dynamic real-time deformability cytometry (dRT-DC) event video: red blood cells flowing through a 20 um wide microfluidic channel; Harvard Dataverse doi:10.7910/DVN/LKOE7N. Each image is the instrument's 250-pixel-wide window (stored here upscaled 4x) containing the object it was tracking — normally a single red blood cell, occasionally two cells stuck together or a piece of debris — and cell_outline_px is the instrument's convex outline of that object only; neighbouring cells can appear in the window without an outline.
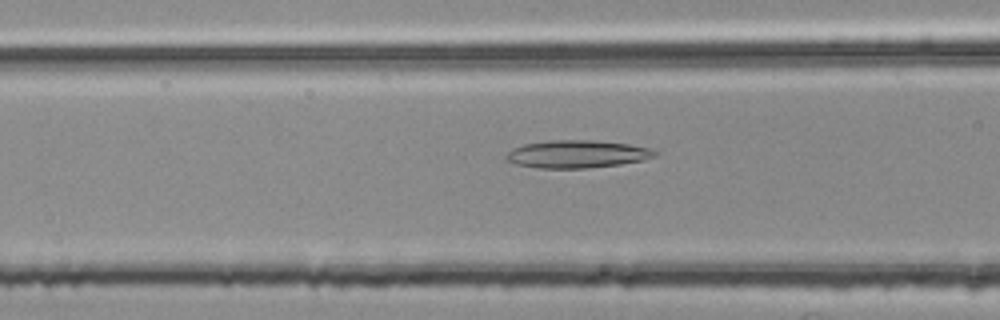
{"species": "common noctule bat (a hibernating species)", "species_latin": "Nyctalus noctula", "temperature_condition": "room temperature", "stored_images_in_passage": 46, "camera_frame_rate_fps": 3000, "um_per_image_px": 0.085, "animal": {"sex": "female", "body_mass_g": 25.1}, "frame": {"image": 1, "passage_image": 13, "time_ms": 4.0, "image_size_px": [1000, 320], "cell_outline_px": [[660, 152], [656, 156], [644, 160], [620, 164], [588, 168], [540, 168], [516, 164], [504, 160], [504, 156], [512, 148], [524, 144], [552, 140], [596, 140], [628, 144], [648, 148]], "centroid_in_image_um": [49.04, 13.1], "position_along_channel_um": 117.6, "area_um2": 24.1}}
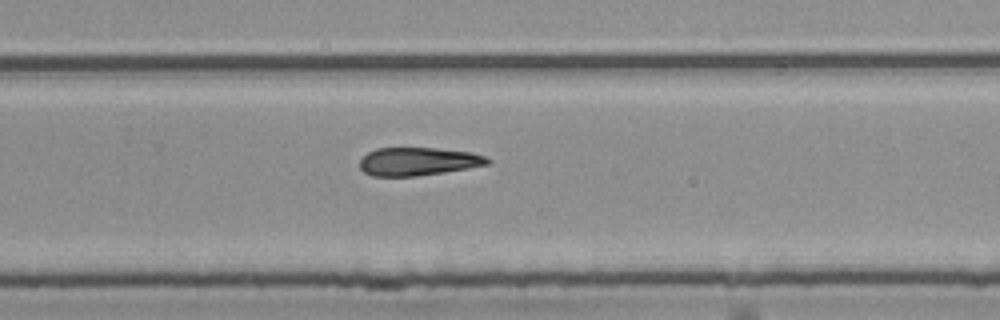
{"frame": {"image": 2, "passage_image": 27, "time_ms": 8.667, "image_size_px": [1000, 320], "cell_outline_px": [[492, 160], [488, 164], [468, 168], [444, 172], [416, 176], [372, 176], [364, 172], [360, 168], [360, 160], [368, 152], [376, 148], [436, 148], [472, 152], [484, 156]], "centroid_in_image_um": [35.54, 13.72], "position_along_channel_um": 294.3, "area_um2": 20.92}}
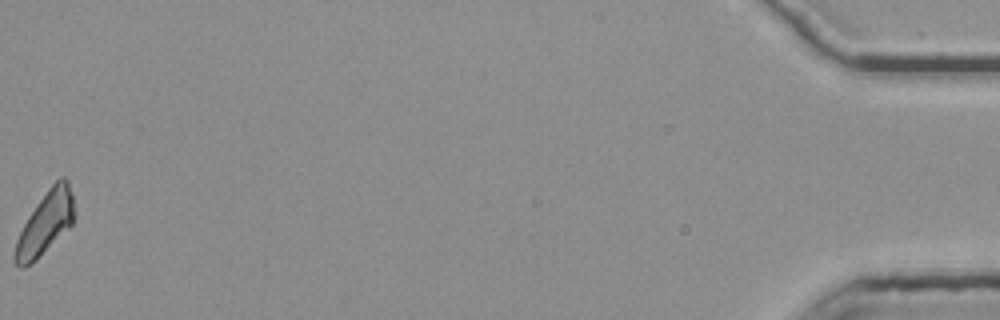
{"frame": {"image": 3, "passage_image": 46, "time_ms": 15.0, "image_size_px": [1000, 320], "cell_outline_px": [[76, 212], [72, 224], [36, 260], [24, 268], [20, 268], [12, 260], [12, 252], [16, 240], [28, 216], [36, 204], [48, 188], [60, 176], [64, 176], [68, 180]], "centroid_in_image_um": [3.83, 18.98], "position_along_channel_um": 431.4, "area_um2": 21.79}}